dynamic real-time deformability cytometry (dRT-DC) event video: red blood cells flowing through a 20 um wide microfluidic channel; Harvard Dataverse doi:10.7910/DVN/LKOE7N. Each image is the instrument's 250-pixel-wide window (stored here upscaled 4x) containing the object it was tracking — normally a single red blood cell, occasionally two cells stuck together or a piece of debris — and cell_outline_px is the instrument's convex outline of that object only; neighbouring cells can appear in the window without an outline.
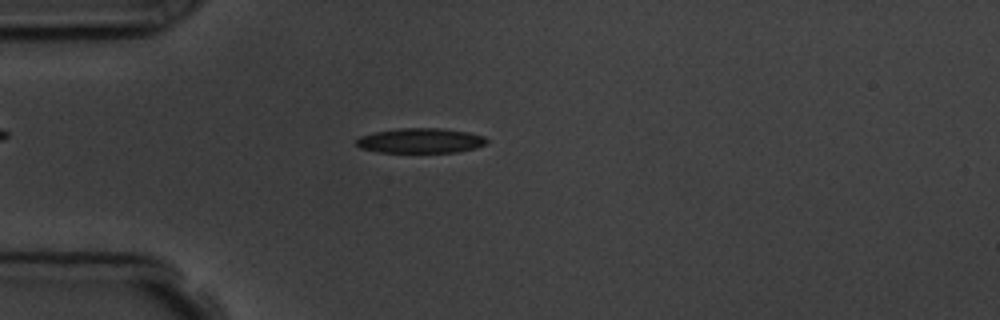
{"species": "common noctule bat (a hibernating species)", "species_latin": "Nyctalus noctula", "temperature_condition": "room temperature", "stored_images_in_passage": 5, "camera_frame_rate_fps": 3000, "um_per_image_px": 0.085, "animal": {"sex": "male", "body_mass_g": 19.5, "forearm_length_mm": 54.6}, "frame": {"image": 1, "passage_image": 4, "time_ms": 4.333, "image_size_px": [1000, 320], "cell_outline_px": [[488, 140], [484, 144], [476, 148], [456, 152], [376, 152], [360, 148], [356, 144], [356, 140], [360, 136], [376, 132], [400, 128], [440, 128], [468, 132], [484, 136]], "centroid_in_image_um": [35.74, 11.95], "position_along_channel_um": 49.3, "area_um2": 18.84}}